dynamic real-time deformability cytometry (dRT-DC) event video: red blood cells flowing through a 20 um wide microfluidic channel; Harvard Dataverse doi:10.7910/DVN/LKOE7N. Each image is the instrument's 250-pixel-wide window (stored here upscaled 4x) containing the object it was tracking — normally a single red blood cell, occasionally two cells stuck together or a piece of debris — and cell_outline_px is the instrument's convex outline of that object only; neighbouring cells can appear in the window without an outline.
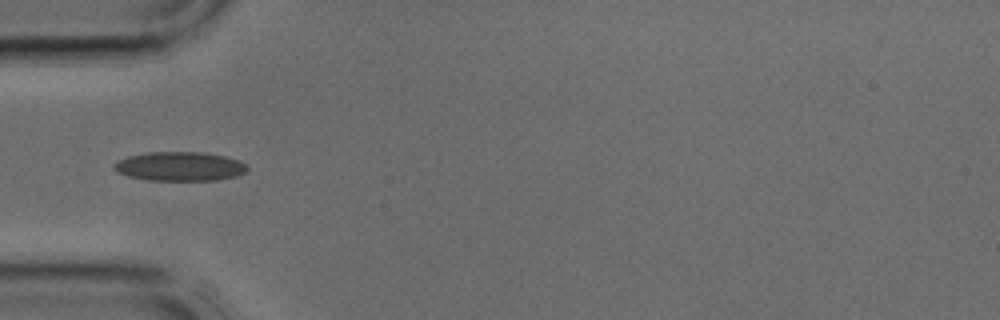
{"species": "common noctule bat (a hibernating species)", "species_latin": "Nyctalus noctula", "temperature_condition": "cold", "stored_images_in_passage": 3, "camera_frame_rate_fps": 3000, "um_per_image_px": 0.085, "animal": {"sex": "male", "body_mass_g": 17.9, "forearm_length_mm": 54.2}, "frame": {"image": 1, "passage_image": 3, "time_ms": 0.667, "image_size_px": [1000, 320], "cell_outline_px": [[248, 168], [244, 172], [236, 176], [216, 180], [148, 180], [128, 176], [116, 172], [112, 168], [112, 164], [128, 156], [148, 152], [200, 152], [224, 156], [240, 160], [248, 164]], "centroid_in_image_um": [15.27, 14.14], "position_along_channel_um": 69.7, "area_um2": 22.66}}